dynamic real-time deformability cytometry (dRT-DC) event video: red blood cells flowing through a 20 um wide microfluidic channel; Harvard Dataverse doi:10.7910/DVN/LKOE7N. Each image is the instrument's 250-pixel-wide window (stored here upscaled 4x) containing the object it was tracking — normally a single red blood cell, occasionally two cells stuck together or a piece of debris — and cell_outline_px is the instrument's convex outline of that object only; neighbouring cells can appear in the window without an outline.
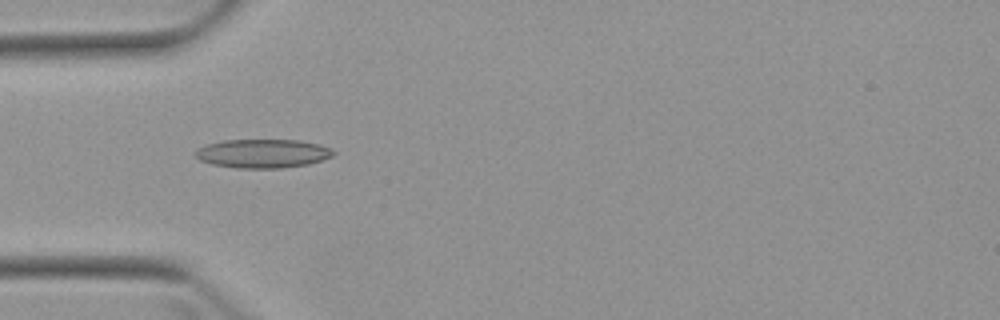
{"species": "Egyptian fruit bat (a non-hibernating species)", "species_latin": "Rousettus aegyptiacus", "temperature_condition": "warm", "stored_images_in_passage": 8, "camera_frame_rate_fps": 3000, "um_per_image_px": 0.085, "animal": {"sex": "female"}, "frame": {"image": 1, "passage_image": 3, "time_ms": 2.333, "image_size_px": [1000, 320], "cell_outline_px": [[336, 152], [332, 156], [308, 164], [280, 168], [236, 168], [212, 164], [200, 160], [192, 152], [196, 148], [208, 144], [224, 140], [300, 140], [320, 144], [332, 148]], "centroid_in_image_um": [22.32, 13.04], "position_along_channel_um": 62.7, "area_um2": 23.24}}
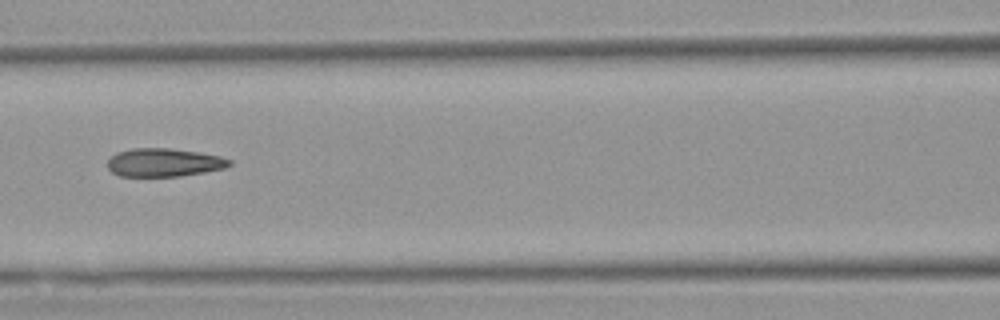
{"frame": {"image": 2, "passage_image": 5, "time_ms": 4.667, "image_size_px": [1000, 320], "cell_outline_px": [[232, 164], [224, 168], [204, 172], [180, 176], [120, 176], [112, 172], [108, 168], [108, 160], [116, 152], [132, 148], [168, 148], [200, 152], [220, 156], [232, 160]], "centroid_in_image_um": [13.94, 13.8], "position_along_channel_um": 152.7, "area_um2": 20.11}}
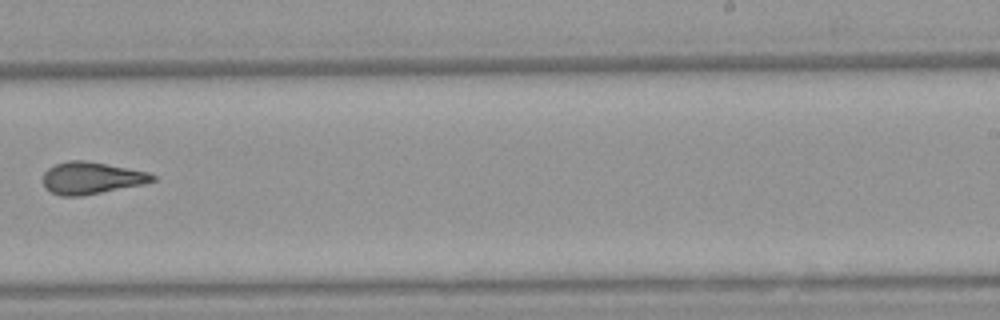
{"frame": {"image": 3, "passage_image": 8, "time_ms": 8.0, "image_size_px": [1000, 320], "cell_outline_px": [[156, 180], [144, 184], [80, 196], [60, 196], [52, 192], [44, 184], [44, 172], [48, 168], [56, 164], [68, 160], [88, 160], [148, 172], [156, 176]], "centroid_in_image_um": [7.79, 15.12], "position_along_channel_um": 281.2, "area_um2": 20.35}}